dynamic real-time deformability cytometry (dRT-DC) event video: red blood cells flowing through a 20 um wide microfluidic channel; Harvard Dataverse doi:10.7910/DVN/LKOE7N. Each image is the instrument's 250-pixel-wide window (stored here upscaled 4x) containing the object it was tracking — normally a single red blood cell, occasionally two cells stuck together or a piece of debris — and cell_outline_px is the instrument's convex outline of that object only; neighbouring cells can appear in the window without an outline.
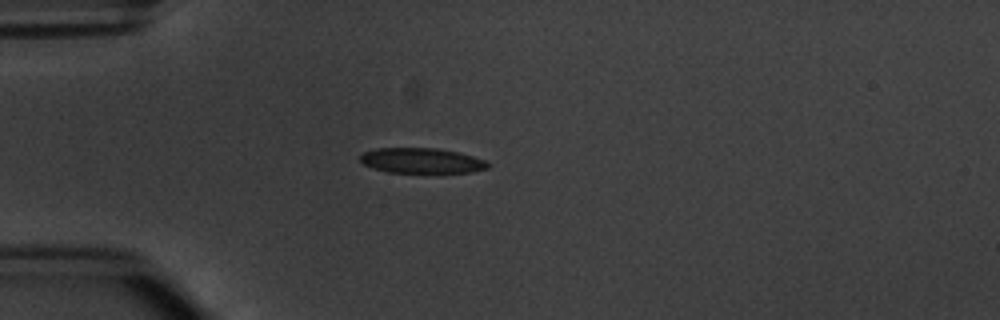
{"species": "common noctule bat (a hibernating species)", "species_latin": "Nyctalus noctula", "temperature_condition": "warm", "stored_images_in_passage": 2, "camera_frame_rate_fps": 3000, "um_per_image_px": 0.085, "animal": {"sex": "male", "body_mass_g": 20.1, "forearm_length_mm": 53.5}, "frame": {"image": 1, "passage_image": 1, "time_ms": 0.0, "image_size_px": [1000, 320], "cell_outline_px": [[492, 164], [488, 168], [472, 172], [388, 172], [372, 168], [364, 164], [360, 160], [360, 156], [364, 152], [376, 148], [436, 148], [456, 152], [472, 156], [484, 160]], "centroid_in_image_um": [35.83, 13.65], "position_along_channel_um": 49.2, "area_um2": 18.61}}